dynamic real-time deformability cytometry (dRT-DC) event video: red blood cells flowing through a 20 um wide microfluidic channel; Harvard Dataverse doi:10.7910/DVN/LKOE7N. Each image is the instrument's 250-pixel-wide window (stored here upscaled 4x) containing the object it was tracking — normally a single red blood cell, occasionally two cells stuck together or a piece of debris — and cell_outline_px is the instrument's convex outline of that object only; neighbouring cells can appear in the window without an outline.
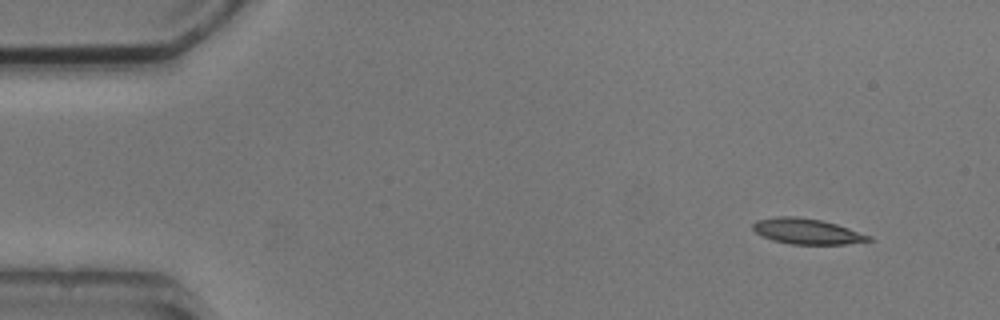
{"species": "common noctule bat (a hibernating species)", "species_latin": "Nyctalus noctula", "temperature_condition": "cold", "stored_images_in_passage": 7, "camera_frame_rate_fps": 3000, "um_per_image_px": 0.085, "animal": {"sex": "male", "body_mass_g": 20.5, "forearm_length_mm": 52.5}, "frame": {"image": 1, "passage_image": 1, "time_ms": 0.0, "image_size_px": [1000, 320], "cell_outline_px": [[872, 240], [844, 244], [792, 244], [772, 240], [760, 236], [752, 228], [752, 224], [756, 220], [776, 216], [796, 216], [820, 220], [836, 224], [872, 236]], "centroid_in_image_um": [68.54, 19.66], "position_along_channel_um": 16.5, "area_um2": 17.22}}